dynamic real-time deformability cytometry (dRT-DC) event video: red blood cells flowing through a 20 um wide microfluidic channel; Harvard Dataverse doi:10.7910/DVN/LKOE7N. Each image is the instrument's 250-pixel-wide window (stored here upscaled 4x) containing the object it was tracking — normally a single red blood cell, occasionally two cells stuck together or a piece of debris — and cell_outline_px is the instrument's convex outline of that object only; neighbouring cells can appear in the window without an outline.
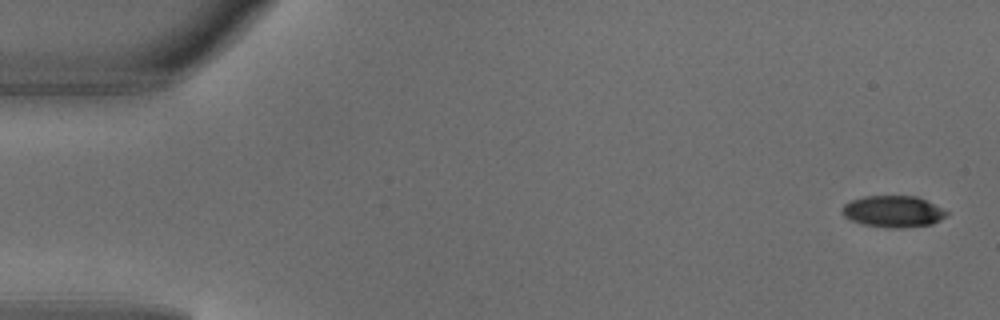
{"species": "common noctule bat (a hibernating species)", "species_latin": "Nyctalus noctula", "temperature_condition": "warm", "stored_images_in_passage": 5, "camera_frame_rate_fps": 3000, "um_per_image_px": 0.085, "animal": {"sex": "male", "body_mass_g": 18.8}, "frame": {"image": 1, "passage_image": 1, "time_ms": 0.0, "image_size_px": [1000, 320], "cell_outline_px": [[948, 212], [940, 220], [932, 224], [900, 228], [884, 228], [864, 224], [852, 220], [844, 216], [840, 212], [840, 208], [844, 204], [852, 200], [864, 196], [916, 196]], "centroid_in_image_um": [75.85, 17.98], "position_along_channel_um": 9.1, "area_um2": 19.02}}